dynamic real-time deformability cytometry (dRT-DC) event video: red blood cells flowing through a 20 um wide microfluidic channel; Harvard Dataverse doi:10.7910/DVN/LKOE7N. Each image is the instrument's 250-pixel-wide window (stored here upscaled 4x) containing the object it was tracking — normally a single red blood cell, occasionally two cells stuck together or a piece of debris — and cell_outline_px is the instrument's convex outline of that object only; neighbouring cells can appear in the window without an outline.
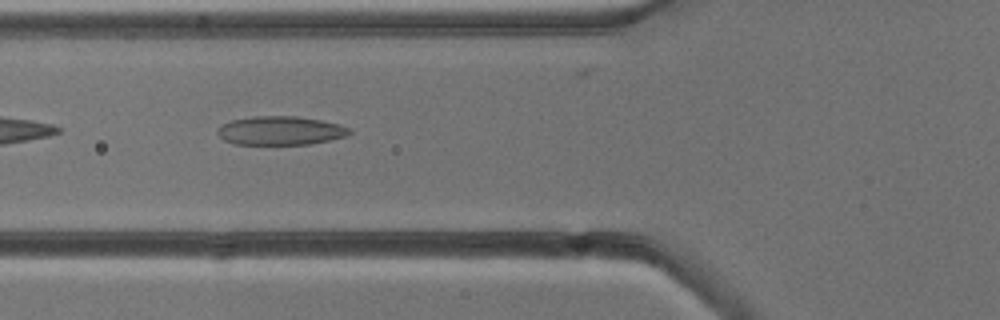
{"species": "common noctule bat (a hibernating species)", "species_latin": "Nyctalus noctula", "temperature_condition": "cold", "stored_images_in_passage": 4, "camera_frame_rate_fps": 3000, "um_per_image_px": 0.085, "animal": {"sex": "male", "body_mass_g": 13.3}, "frame": {"image": 1, "passage_image": 3, "time_ms": 2.333, "image_size_px": [1000, 320], "cell_outline_px": [[352, 132], [348, 136], [308, 144], [236, 144], [224, 140], [216, 132], [216, 128], [220, 124], [232, 120], [252, 116], [296, 116], [320, 120], [340, 124], [348, 128]], "centroid_in_image_um": [23.8, 11.09], "position_along_channel_um": 102.0, "area_um2": 22.14}}
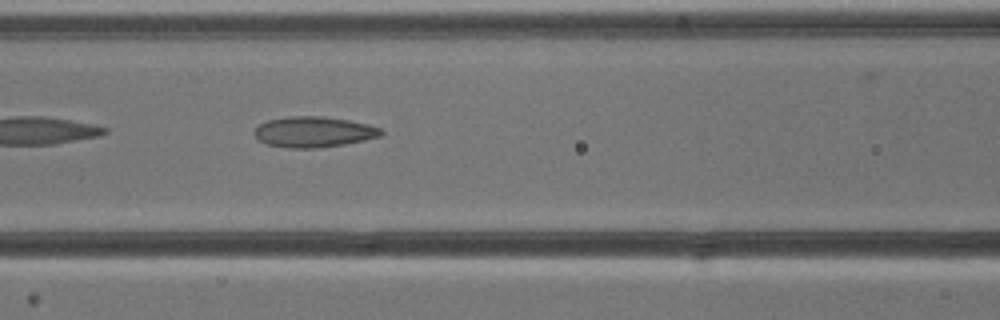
{"frame": {"image": 2, "passage_image": 4, "time_ms": 3.333, "image_size_px": [1000, 320], "cell_outline_px": [[384, 132], [380, 136], [364, 140], [344, 144], [320, 148], [288, 148], [268, 144], [260, 140], [252, 132], [260, 124], [268, 120], [292, 116], [320, 116], [348, 120], [368, 124], [380, 128]], "centroid_in_image_um": [26.67, 11.21], "position_along_channel_um": 139.9, "area_um2": 22.48}}